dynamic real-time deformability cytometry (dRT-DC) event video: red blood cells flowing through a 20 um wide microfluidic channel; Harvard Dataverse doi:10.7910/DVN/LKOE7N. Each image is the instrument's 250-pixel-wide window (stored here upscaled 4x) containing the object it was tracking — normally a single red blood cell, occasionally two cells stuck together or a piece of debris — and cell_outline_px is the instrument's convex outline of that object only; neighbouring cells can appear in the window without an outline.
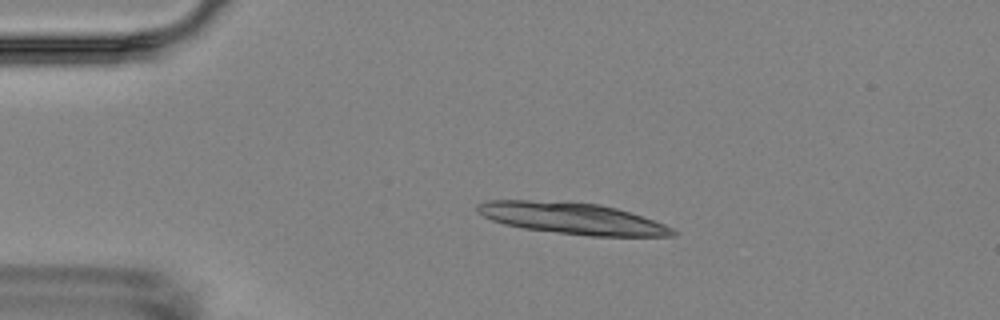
{"species": "Egyptian fruit bat (a non-hibernating species)", "species_latin": "Rousettus aegyptiacus", "temperature_condition": "room temperature", "stored_images_in_passage": 7, "camera_frame_rate_fps": 3000, "um_per_image_px": 0.085, "animal": {"sex": "female"}, "frame": {"image": 1, "passage_image": 1, "time_ms": 0.0, "image_size_px": [1000, 320], "cell_outline_px": [[676, 236], [588, 236], [524, 228], [504, 224], [492, 220], [476, 212], [476, 204], [488, 200], [528, 200], [600, 204], [616, 208], [664, 224], [672, 228], [676, 232]], "centroid_in_image_um": [48.6, 18.56], "position_along_channel_um": 36.4, "area_um2": 35.37}}
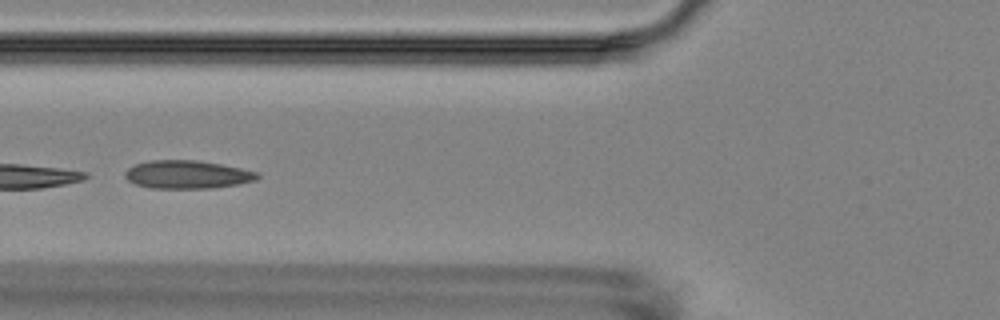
{"frame": {"image": 2, "passage_image": 4, "time_ms": 3.333, "image_size_px": [1000, 320], "cell_outline_px": [[260, 176], [256, 180], [240, 184], [212, 188], [152, 188], [136, 184], [128, 180], [124, 176], [124, 172], [128, 168], [136, 164], [148, 160], [200, 160], [240, 168], [256, 172]], "centroid_in_image_um": [15.91, 14.83], "position_along_channel_um": 109.9, "area_um2": 21.73}}
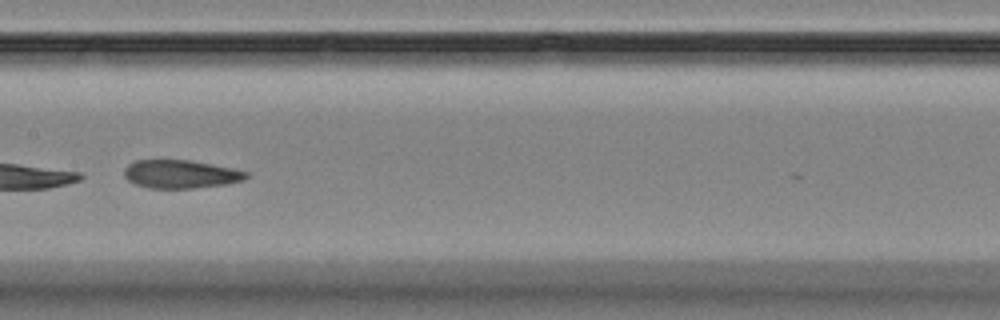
{"frame": {"image": 3, "passage_image": 6, "time_ms": 5.667, "image_size_px": [1000, 320], "cell_outline_px": [[248, 176], [244, 180], [224, 184], [192, 188], [148, 188], [136, 184], [128, 180], [124, 176], [124, 168], [128, 164], [136, 160], [188, 160], [232, 168], [248, 172]], "centroid_in_image_um": [15.32, 14.8], "position_along_channel_um": 192.1, "area_um2": 19.94}}